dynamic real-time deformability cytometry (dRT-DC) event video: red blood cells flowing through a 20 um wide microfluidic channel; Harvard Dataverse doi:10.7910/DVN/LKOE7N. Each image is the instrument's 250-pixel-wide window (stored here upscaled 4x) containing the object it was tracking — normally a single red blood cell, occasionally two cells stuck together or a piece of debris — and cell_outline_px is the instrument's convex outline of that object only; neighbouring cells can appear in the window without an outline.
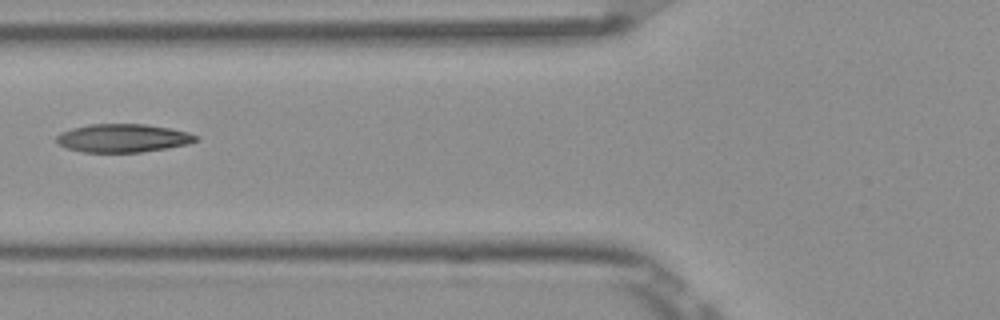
{"species": "Egyptian fruit bat (a non-hibernating species)", "species_latin": "Rousettus aegyptiacus", "temperature_condition": "room temperature", "stored_images_in_passage": 7, "camera_frame_rate_fps": 3000, "um_per_image_px": 0.085, "frame": {"image": 1, "passage_image": 6, "time_ms": 1.667, "image_size_px": [1000, 320], "cell_outline_px": [[200, 136], [196, 140], [188, 144], [168, 148], [140, 152], [84, 152], [68, 148], [56, 144], [56, 136], [60, 132], [72, 128], [88, 124], [144, 124], [168, 128], [188, 132]], "centroid_in_image_um": [10.42, 11.74], "position_along_channel_um": 115.4, "area_um2": 23.0}}
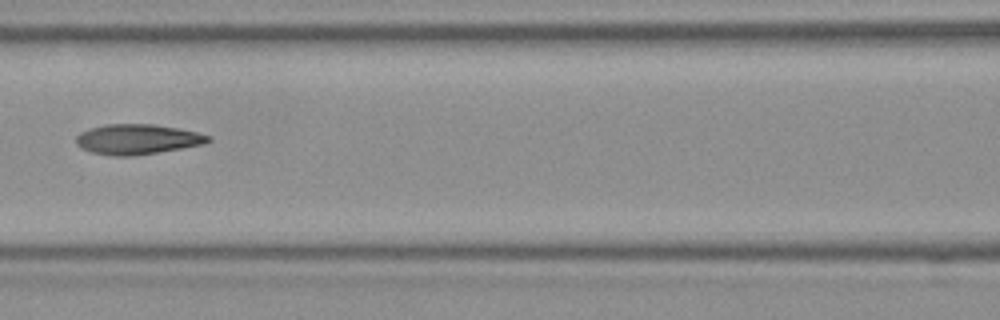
{"frame": {"image": 2, "passage_image": 7, "time_ms": 2.0, "image_size_px": [1000, 320], "cell_outline_px": [[212, 140], [204, 144], [132, 156], [112, 156], [92, 152], [80, 148], [76, 144], [76, 136], [80, 132], [88, 128], [104, 124], [152, 124], [176, 128], [196, 132], [212, 136]], "centroid_in_image_um": [11.63, 11.83], "position_along_channel_um": 155.0, "area_um2": 23.18}}